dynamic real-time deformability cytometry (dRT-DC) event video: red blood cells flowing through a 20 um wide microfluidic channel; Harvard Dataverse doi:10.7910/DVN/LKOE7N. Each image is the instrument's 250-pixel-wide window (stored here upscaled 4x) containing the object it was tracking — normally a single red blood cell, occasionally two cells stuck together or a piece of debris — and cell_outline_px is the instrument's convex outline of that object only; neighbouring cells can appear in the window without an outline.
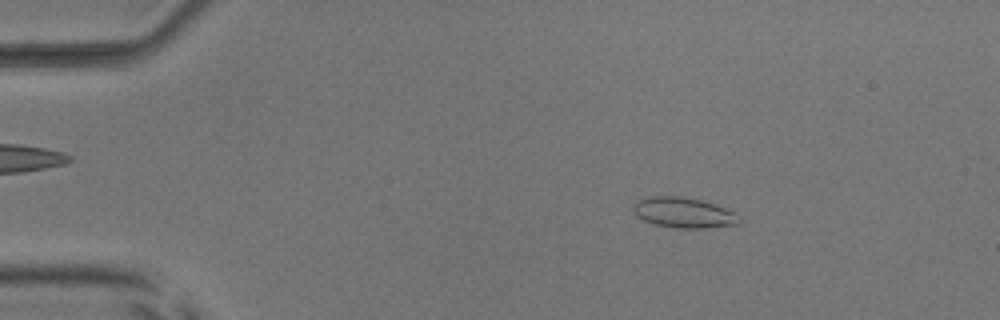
{"species": "common noctule bat (a hibernating species)", "species_latin": "Nyctalus noctula", "temperature_condition": "room temperature", "stored_images_in_passage": 51, "camera_frame_rate_fps": 3000, "um_per_image_px": 0.085, "animal": {"sex": "male", "body_mass_g": 17.9, "forearm_length_mm": 54.2}, "frame": {"image": 1, "passage_image": 8, "time_ms": 2.333, "image_size_px": [1000, 320], "cell_outline_px": [[740, 224], [704, 228], [676, 228], [656, 224], [644, 220], [636, 216], [632, 212], [632, 208], [640, 200], [648, 196], [680, 196], [700, 200], [736, 212], [740, 220]], "centroid_in_image_um": [58.11, 18.08], "position_along_channel_um": 26.9, "area_um2": 18.61}}
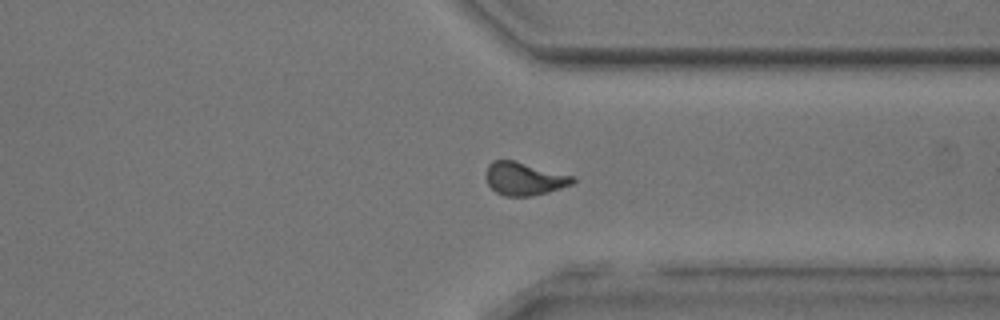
{"frame": {"image": 2, "passage_image": 39, "time_ms": 12.667, "image_size_px": [1000, 320], "cell_outline_px": [[576, 180], [572, 184], [548, 192], [532, 196], [504, 196], [496, 192], [488, 184], [484, 176], [488, 164], [492, 160], [512, 160], [576, 176]], "centroid_in_image_um": [44.55, 15.19], "position_along_channel_um": 366.9, "area_um2": 16.82}}
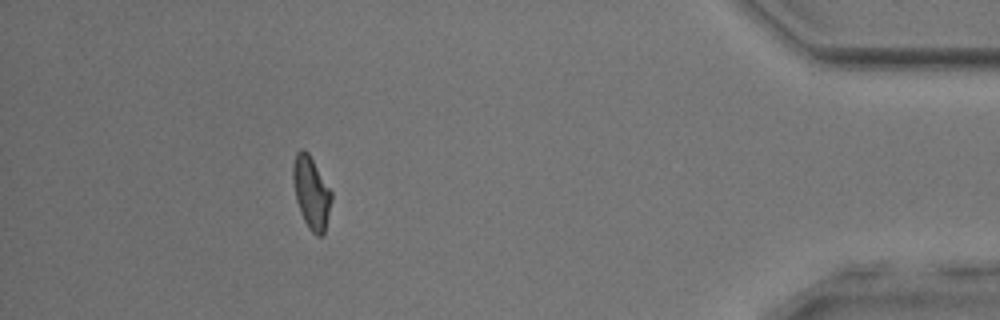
{"frame": {"image": 3, "passage_image": 46, "time_ms": 15.0, "image_size_px": [1000, 320], "cell_outline_px": [[332, 200], [324, 236], [316, 236], [308, 228], [300, 212], [296, 200], [292, 180], [292, 164], [296, 152], [300, 148], [304, 148], [308, 152], [332, 192]], "centroid_in_image_um": [26.45, 16.37], "position_along_channel_um": 408.8, "area_um2": 16.47}, "authors_computed_cell_mechanics": {"area_um2": 17.051, "velocity_mm_per_s": 3.9917, "shape_relaxation_time_tau1_ms": 6.1534, "shape_relaxation_time_tau2_ms": 1.9549, "deformation_change_tau1": 0.1729, "deformation_change_tau2": 0.0678}}